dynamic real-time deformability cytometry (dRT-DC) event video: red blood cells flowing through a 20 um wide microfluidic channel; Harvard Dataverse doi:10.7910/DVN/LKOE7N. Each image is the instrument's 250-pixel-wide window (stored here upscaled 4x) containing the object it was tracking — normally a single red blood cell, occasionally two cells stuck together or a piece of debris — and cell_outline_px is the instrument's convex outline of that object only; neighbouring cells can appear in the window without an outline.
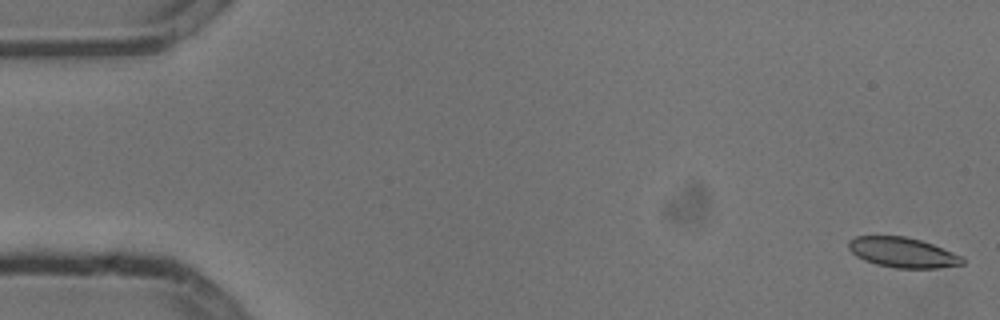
{"species": "common noctule bat (a hibernating species)", "species_latin": "Nyctalus noctula", "temperature_condition": "cold", "stored_images_in_passage": 5, "camera_frame_rate_fps": 3000, "um_per_image_px": 0.085, "animal": {"sex": "male", "body_mass_g": 13.3}, "frame": {"image": 1, "passage_image": 1, "time_ms": 0.0, "image_size_px": [1000, 320], "cell_outline_px": [[964, 264], [936, 268], [896, 268], [876, 264], [864, 260], [856, 256], [848, 248], [848, 240], [856, 236], [904, 236], [920, 240], [932, 244], [964, 256]], "centroid_in_image_um": [76.73, 21.46], "position_along_channel_um": 8.3, "area_um2": 20.0}}
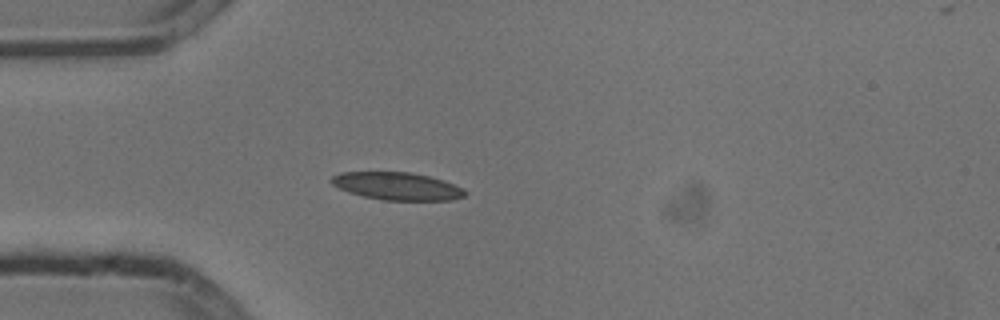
{"frame": {"image": 2, "passage_image": 5, "time_ms": 1.333, "image_size_px": [1000, 320], "cell_outline_px": [[468, 192], [464, 196], [452, 200], [384, 200], [364, 196], [348, 192], [332, 184], [328, 180], [332, 176], [340, 172], [412, 172], [444, 180]], "centroid_in_image_um": [33.73, 15.81], "position_along_channel_um": 51.3, "area_um2": 21.44}}